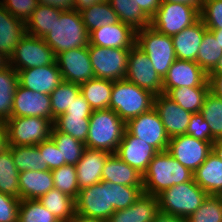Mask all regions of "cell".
<instances>
[{
	"label": "cell",
	"instance_id": "obj_1",
	"mask_svg": "<svg viewBox=\"0 0 222 222\" xmlns=\"http://www.w3.org/2000/svg\"><path fill=\"white\" fill-rule=\"evenodd\" d=\"M193 179V172L167 151L158 152L143 174V193L158 196L164 190Z\"/></svg>",
	"mask_w": 222,
	"mask_h": 222
},
{
	"label": "cell",
	"instance_id": "obj_36",
	"mask_svg": "<svg viewBox=\"0 0 222 222\" xmlns=\"http://www.w3.org/2000/svg\"><path fill=\"white\" fill-rule=\"evenodd\" d=\"M210 87H178L171 88L166 95L175 101L184 110L191 113L200 112L204 99Z\"/></svg>",
	"mask_w": 222,
	"mask_h": 222
},
{
	"label": "cell",
	"instance_id": "obj_48",
	"mask_svg": "<svg viewBox=\"0 0 222 222\" xmlns=\"http://www.w3.org/2000/svg\"><path fill=\"white\" fill-rule=\"evenodd\" d=\"M0 3L14 17L25 23L38 6L37 0H0Z\"/></svg>",
	"mask_w": 222,
	"mask_h": 222
},
{
	"label": "cell",
	"instance_id": "obj_37",
	"mask_svg": "<svg viewBox=\"0 0 222 222\" xmlns=\"http://www.w3.org/2000/svg\"><path fill=\"white\" fill-rule=\"evenodd\" d=\"M13 161L19 172L23 171H46L47 165L43 164V158L35 146H9Z\"/></svg>",
	"mask_w": 222,
	"mask_h": 222
},
{
	"label": "cell",
	"instance_id": "obj_23",
	"mask_svg": "<svg viewBox=\"0 0 222 222\" xmlns=\"http://www.w3.org/2000/svg\"><path fill=\"white\" fill-rule=\"evenodd\" d=\"M160 213L158 198L143 193L132 205L115 211L109 222H153Z\"/></svg>",
	"mask_w": 222,
	"mask_h": 222
},
{
	"label": "cell",
	"instance_id": "obj_60",
	"mask_svg": "<svg viewBox=\"0 0 222 222\" xmlns=\"http://www.w3.org/2000/svg\"><path fill=\"white\" fill-rule=\"evenodd\" d=\"M68 222H109V221L103 220V219L86 217L75 212L74 216Z\"/></svg>",
	"mask_w": 222,
	"mask_h": 222
},
{
	"label": "cell",
	"instance_id": "obj_10",
	"mask_svg": "<svg viewBox=\"0 0 222 222\" xmlns=\"http://www.w3.org/2000/svg\"><path fill=\"white\" fill-rule=\"evenodd\" d=\"M130 49L88 46L95 78L117 81L125 79Z\"/></svg>",
	"mask_w": 222,
	"mask_h": 222
},
{
	"label": "cell",
	"instance_id": "obj_17",
	"mask_svg": "<svg viewBox=\"0 0 222 222\" xmlns=\"http://www.w3.org/2000/svg\"><path fill=\"white\" fill-rule=\"evenodd\" d=\"M29 116L44 117L53 123L55 119L52 116L50 95L33 92L18 85L11 117Z\"/></svg>",
	"mask_w": 222,
	"mask_h": 222
},
{
	"label": "cell",
	"instance_id": "obj_57",
	"mask_svg": "<svg viewBox=\"0 0 222 222\" xmlns=\"http://www.w3.org/2000/svg\"><path fill=\"white\" fill-rule=\"evenodd\" d=\"M106 0H75L74 10L80 12Z\"/></svg>",
	"mask_w": 222,
	"mask_h": 222
},
{
	"label": "cell",
	"instance_id": "obj_31",
	"mask_svg": "<svg viewBox=\"0 0 222 222\" xmlns=\"http://www.w3.org/2000/svg\"><path fill=\"white\" fill-rule=\"evenodd\" d=\"M38 200L59 221L68 222L75 214V199L58 189L49 190Z\"/></svg>",
	"mask_w": 222,
	"mask_h": 222
},
{
	"label": "cell",
	"instance_id": "obj_8",
	"mask_svg": "<svg viewBox=\"0 0 222 222\" xmlns=\"http://www.w3.org/2000/svg\"><path fill=\"white\" fill-rule=\"evenodd\" d=\"M200 19V11L184 3H161L150 26L167 36H173Z\"/></svg>",
	"mask_w": 222,
	"mask_h": 222
},
{
	"label": "cell",
	"instance_id": "obj_59",
	"mask_svg": "<svg viewBox=\"0 0 222 222\" xmlns=\"http://www.w3.org/2000/svg\"><path fill=\"white\" fill-rule=\"evenodd\" d=\"M161 3L171 2V3H184L197 8L201 11L204 0H160Z\"/></svg>",
	"mask_w": 222,
	"mask_h": 222
},
{
	"label": "cell",
	"instance_id": "obj_18",
	"mask_svg": "<svg viewBox=\"0 0 222 222\" xmlns=\"http://www.w3.org/2000/svg\"><path fill=\"white\" fill-rule=\"evenodd\" d=\"M154 109L170 138L186 134L193 113L184 110L164 93L155 96Z\"/></svg>",
	"mask_w": 222,
	"mask_h": 222
},
{
	"label": "cell",
	"instance_id": "obj_55",
	"mask_svg": "<svg viewBox=\"0 0 222 222\" xmlns=\"http://www.w3.org/2000/svg\"><path fill=\"white\" fill-rule=\"evenodd\" d=\"M208 81L210 91L216 96L222 98V74H209Z\"/></svg>",
	"mask_w": 222,
	"mask_h": 222
},
{
	"label": "cell",
	"instance_id": "obj_22",
	"mask_svg": "<svg viewBox=\"0 0 222 222\" xmlns=\"http://www.w3.org/2000/svg\"><path fill=\"white\" fill-rule=\"evenodd\" d=\"M110 153L86 147L80 161L75 165L79 189L102 181V171Z\"/></svg>",
	"mask_w": 222,
	"mask_h": 222
},
{
	"label": "cell",
	"instance_id": "obj_62",
	"mask_svg": "<svg viewBox=\"0 0 222 222\" xmlns=\"http://www.w3.org/2000/svg\"><path fill=\"white\" fill-rule=\"evenodd\" d=\"M9 66V58L0 53V71Z\"/></svg>",
	"mask_w": 222,
	"mask_h": 222
},
{
	"label": "cell",
	"instance_id": "obj_45",
	"mask_svg": "<svg viewBox=\"0 0 222 222\" xmlns=\"http://www.w3.org/2000/svg\"><path fill=\"white\" fill-rule=\"evenodd\" d=\"M187 222H222V198L208 195L201 206L187 219Z\"/></svg>",
	"mask_w": 222,
	"mask_h": 222
},
{
	"label": "cell",
	"instance_id": "obj_5",
	"mask_svg": "<svg viewBox=\"0 0 222 222\" xmlns=\"http://www.w3.org/2000/svg\"><path fill=\"white\" fill-rule=\"evenodd\" d=\"M208 194L195 181L169 187L157 198L160 212L187 219L203 203Z\"/></svg>",
	"mask_w": 222,
	"mask_h": 222
},
{
	"label": "cell",
	"instance_id": "obj_15",
	"mask_svg": "<svg viewBox=\"0 0 222 222\" xmlns=\"http://www.w3.org/2000/svg\"><path fill=\"white\" fill-rule=\"evenodd\" d=\"M63 81L82 84L94 78L88 46L70 49L56 56Z\"/></svg>",
	"mask_w": 222,
	"mask_h": 222
},
{
	"label": "cell",
	"instance_id": "obj_42",
	"mask_svg": "<svg viewBox=\"0 0 222 222\" xmlns=\"http://www.w3.org/2000/svg\"><path fill=\"white\" fill-rule=\"evenodd\" d=\"M89 119L76 115H60L55 118L53 126L58 131L69 134L75 139L86 143L89 131Z\"/></svg>",
	"mask_w": 222,
	"mask_h": 222
},
{
	"label": "cell",
	"instance_id": "obj_46",
	"mask_svg": "<svg viewBox=\"0 0 222 222\" xmlns=\"http://www.w3.org/2000/svg\"><path fill=\"white\" fill-rule=\"evenodd\" d=\"M111 187L112 206L115 211L128 208L143 194V186H124L111 183Z\"/></svg>",
	"mask_w": 222,
	"mask_h": 222
},
{
	"label": "cell",
	"instance_id": "obj_54",
	"mask_svg": "<svg viewBox=\"0 0 222 222\" xmlns=\"http://www.w3.org/2000/svg\"><path fill=\"white\" fill-rule=\"evenodd\" d=\"M140 9L151 19L161 5L160 0H134Z\"/></svg>",
	"mask_w": 222,
	"mask_h": 222
},
{
	"label": "cell",
	"instance_id": "obj_20",
	"mask_svg": "<svg viewBox=\"0 0 222 222\" xmlns=\"http://www.w3.org/2000/svg\"><path fill=\"white\" fill-rule=\"evenodd\" d=\"M17 73L20 86L33 92L47 95H50L63 81L57 62L41 67L19 70Z\"/></svg>",
	"mask_w": 222,
	"mask_h": 222
},
{
	"label": "cell",
	"instance_id": "obj_19",
	"mask_svg": "<svg viewBox=\"0 0 222 222\" xmlns=\"http://www.w3.org/2000/svg\"><path fill=\"white\" fill-rule=\"evenodd\" d=\"M158 152L156 148L133 136L125 129L115 154L122 161L144 174L150 161Z\"/></svg>",
	"mask_w": 222,
	"mask_h": 222
},
{
	"label": "cell",
	"instance_id": "obj_49",
	"mask_svg": "<svg viewBox=\"0 0 222 222\" xmlns=\"http://www.w3.org/2000/svg\"><path fill=\"white\" fill-rule=\"evenodd\" d=\"M186 135L206 142H214L210 127L200 112L193 113L186 130Z\"/></svg>",
	"mask_w": 222,
	"mask_h": 222
},
{
	"label": "cell",
	"instance_id": "obj_13",
	"mask_svg": "<svg viewBox=\"0 0 222 222\" xmlns=\"http://www.w3.org/2000/svg\"><path fill=\"white\" fill-rule=\"evenodd\" d=\"M126 130L159 152L167 151L170 137L154 107L150 111L128 120Z\"/></svg>",
	"mask_w": 222,
	"mask_h": 222
},
{
	"label": "cell",
	"instance_id": "obj_29",
	"mask_svg": "<svg viewBox=\"0 0 222 222\" xmlns=\"http://www.w3.org/2000/svg\"><path fill=\"white\" fill-rule=\"evenodd\" d=\"M112 88L113 81L95 77L80 84V92L93 111L109 109Z\"/></svg>",
	"mask_w": 222,
	"mask_h": 222
},
{
	"label": "cell",
	"instance_id": "obj_24",
	"mask_svg": "<svg viewBox=\"0 0 222 222\" xmlns=\"http://www.w3.org/2000/svg\"><path fill=\"white\" fill-rule=\"evenodd\" d=\"M207 28L201 19L190 27L171 36L176 58L179 60L196 61Z\"/></svg>",
	"mask_w": 222,
	"mask_h": 222
},
{
	"label": "cell",
	"instance_id": "obj_11",
	"mask_svg": "<svg viewBox=\"0 0 222 222\" xmlns=\"http://www.w3.org/2000/svg\"><path fill=\"white\" fill-rule=\"evenodd\" d=\"M55 62L54 51L44 39L28 33L22 37L9 58V65L16 71L41 67Z\"/></svg>",
	"mask_w": 222,
	"mask_h": 222
},
{
	"label": "cell",
	"instance_id": "obj_28",
	"mask_svg": "<svg viewBox=\"0 0 222 222\" xmlns=\"http://www.w3.org/2000/svg\"><path fill=\"white\" fill-rule=\"evenodd\" d=\"M53 188L51 170L19 172L20 200L39 199Z\"/></svg>",
	"mask_w": 222,
	"mask_h": 222
},
{
	"label": "cell",
	"instance_id": "obj_27",
	"mask_svg": "<svg viewBox=\"0 0 222 222\" xmlns=\"http://www.w3.org/2000/svg\"><path fill=\"white\" fill-rule=\"evenodd\" d=\"M102 180L124 186H143V174L122 161L115 153L106 159Z\"/></svg>",
	"mask_w": 222,
	"mask_h": 222
},
{
	"label": "cell",
	"instance_id": "obj_16",
	"mask_svg": "<svg viewBox=\"0 0 222 222\" xmlns=\"http://www.w3.org/2000/svg\"><path fill=\"white\" fill-rule=\"evenodd\" d=\"M182 86L210 87L208 74L195 61L176 59L163 78L162 93Z\"/></svg>",
	"mask_w": 222,
	"mask_h": 222
},
{
	"label": "cell",
	"instance_id": "obj_38",
	"mask_svg": "<svg viewBox=\"0 0 222 222\" xmlns=\"http://www.w3.org/2000/svg\"><path fill=\"white\" fill-rule=\"evenodd\" d=\"M0 192L20 199L19 171L9 149L0 154Z\"/></svg>",
	"mask_w": 222,
	"mask_h": 222
},
{
	"label": "cell",
	"instance_id": "obj_53",
	"mask_svg": "<svg viewBox=\"0 0 222 222\" xmlns=\"http://www.w3.org/2000/svg\"><path fill=\"white\" fill-rule=\"evenodd\" d=\"M38 5H47L61 11L74 10L75 0H37Z\"/></svg>",
	"mask_w": 222,
	"mask_h": 222
},
{
	"label": "cell",
	"instance_id": "obj_43",
	"mask_svg": "<svg viewBox=\"0 0 222 222\" xmlns=\"http://www.w3.org/2000/svg\"><path fill=\"white\" fill-rule=\"evenodd\" d=\"M54 188L76 199L80 191L77 180L76 167L64 165L51 171Z\"/></svg>",
	"mask_w": 222,
	"mask_h": 222
},
{
	"label": "cell",
	"instance_id": "obj_30",
	"mask_svg": "<svg viewBox=\"0 0 222 222\" xmlns=\"http://www.w3.org/2000/svg\"><path fill=\"white\" fill-rule=\"evenodd\" d=\"M19 85L18 73L10 65L0 71V121L6 122L12 116L13 99Z\"/></svg>",
	"mask_w": 222,
	"mask_h": 222
},
{
	"label": "cell",
	"instance_id": "obj_14",
	"mask_svg": "<svg viewBox=\"0 0 222 222\" xmlns=\"http://www.w3.org/2000/svg\"><path fill=\"white\" fill-rule=\"evenodd\" d=\"M213 142H206L189 135L170 138L167 152L180 164L194 172L212 151Z\"/></svg>",
	"mask_w": 222,
	"mask_h": 222
},
{
	"label": "cell",
	"instance_id": "obj_33",
	"mask_svg": "<svg viewBox=\"0 0 222 222\" xmlns=\"http://www.w3.org/2000/svg\"><path fill=\"white\" fill-rule=\"evenodd\" d=\"M116 12L119 21L140 30L151 24V19L140 9L134 0H107Z\"/></svg>",
	"mask_w": 222,
	"mask_h": 222
},
{
	"label": "cell",
	"instance_id": "obj_56",
	"mask_svg": "<svg viewBox=\"0 0 222 222\" xmlns=\"http://www.w3.org/2000/svg\"><path fill=\"white\" fill-rule=\"evenodd\" d=\"M9 148L8 134L5 122L0 121V154Z\"/></svg>",
	"mask_w": 222,
	"mask_h": 222
},
{
	"label": "cell",
	"instance_id": "obj_3",
	"mask_svg": "<svg viewBox=\"0 0 222 222\" xmlns=\"http://www.w3.org/2000/svg\"><path fill=\"white\" fill-rule=\"evenodd\" d=\"M89 35L80 13L71 10L63 11L60 14L51 31L43 39L57 56L70 49L89 46Z\"/></svg>",
	"mask_w": 222,
	"mask_h": 222
},
{
	"label": "cell",
	"instance_id": "obj_9",
	"mask_svg": "<svg viewBox=\"0 0 222 222\" xmlns=\"http://www.w3.org/2000/svg\"><path fill=\"white\" fill-rule=\"evenodd\" d=\"M75 212L86 217L108 220L115 212L111 183L102 180L81 189L75 199Z\"/></svg>",
	"mask_w": 222,
	"mask_h": 222
},
{
	"label": "cell",
	"instance_id": "obj_44",
	"mask_svg": "<svg viewBox=\"0 0 222 222\" xmlns=\"http://www.w3.org/2000/svg\"><path fill=\"white\" fill-rule=\"evenodd\" d=\"M38 199L20 200L19 222H58Z\"/></svg>",
	"mask_w": 222,
	"mask_h": 222
},
{
	"label": "cell",
	"instance_id": "obj_41",
	"mask_svg": "<svg viewBox=\"0 0 222 222\" xmlns=\"http://www.w3.org/2000/svg\"><path fill=\"white\" fill-rule=\"evenodd\" d=\"M200 113L207 121L211 135L215 138H222V98L211 91L206 95Z\"/></svg>",
	"mask_w": 222,
	"mask_h": 222
},
{
	"label": "cell",
	"instance_id": "obj_47",
	"mask_svg": "<svg viewBox=\"0 0 222 222\" xmlns=\"http://www.w3.org/2000/svg\"><path fill=\"white\" fill-rule=\"evenodd\" d=\"M200 19L210 31H222V0H204Z\"/></svg>",
	"mask_w": 222,
	"mask_h": 222
},
{
	"label": "cell",
	"instance_id": "obj_12",
	"mask_svg": "<svg viewBox=\"0 0 222 222\" xmlns=\"http://www.w3.org/2000/svg\"><path fill=\"white\" fill-rule=\"evenodd\" d=\"M125 79L154 94L162 93L163 80L148 56L134 45L129 51Z\"/></svg>",
	"mask_w": 222,
	"mask_h": 222
},
{
	"label": "cell",
	"instance_id": "obj_34",
	"mask_svg": "<svg viewBox=\"0 0 222 222\" xmlns=\"http://www.w3.org/2000/svg\"><path fill=\"white\" fill-rule=\"evenodd\" d=\"M61 154V166L76 165L86 149L85 143L75 139L69 134L58 131L54 126L50 137Z\"/></svg>",
	"mask_w": 222,
	"mask_h": 222
},
{
	"label": "cell",
	"instance_id": "obj_7",
	"mask_svg": "<svg viewBox=\"0 0 222 222\" xmlns=\"http://www.w3.org/2000/svg\"><path fill=\"white\" fill-rule=\"evenodd\" d=\"M5 126L9 146H35L51 137L53 123L44 117H11Z\"/></svg>",
	"mask_w": 222,
	"mask_h": 222
},
{
	"label": "cell",
	"instance_id": "obj_58",
	"mask_svg": "<svg viewBox=\"0 0 222 222\" xmlns=\"http://www.w3.org/2000/svg\"><path fill=\"white\" fill-rule=\"evenodd\" d=\"M153 222H187L185 218H180L174 215H168L160 212Z\"/></svg>",
	"mask_w": 222,
	"mask_h": 222
},
{
	"label": "cell",
	"instance_id": "obj_51",
	"mask_svg": "<svg viewBox=\"0 0 222 222\" xmlns=\"http://www.w3.org/2000/svg\"><path fill=\"white\" fill-rule=\"evenodd\" d=\"M38 149L43 158V164L47 165L49 170L61 167V154L55 142L49 138L38 144Z\"/></svg>",
	"mask_w": 222,
	"mask_h": 222
},
{
	"label": "cell",
	"instance_id": "obj_6",
	"mask_svg": "<svg viewBox=\"0 0 222 222\" xmlns=\"http://www.w3.org/2000/svg\"><path fill=\"white\" fill-rule=\"evenodd\" d=\"M135 45L148 56L155 71L163 80L177 59L171 36L159 33L149 25L136 31Z\"/></svg>",
	"mask_w": 222,
	"mask_h": 222
},
{
	"label": "cell",
	"instance_id": "obj_63",
	"mask_svg": "<svg viewBox=\"0 0 222 222\" xmlns=\"http://www.w3.org/2000/svg\"><path fill=\"white\" fill-rule=\"evenodd\" d=\"M214 36L215 40H218V43L220 44V47L222 48V31H211Z\"/></svg>",
	"mask_w": 222,
	"mask_h": 222
},
{
	"label": "cell",
	"instance_id": "obj_35",
	"mask_svg": "<svg viewBox=\"0 0 222 222\" xmlns=\"http://www.w3.org/2000/svg\"><path fill=\"white\" fill-rule=\"evenodd\" d=\"M79 13L89 34L97 28L110 24L114 25L119 22L116 12L112 9L107 0L95 4Z\"/></svg>",
	"mask_w": 222,
	"mask_h": 222
},
{
	"label": "cell",
	"instance_id": "obj_50",
	"mask_svg": "<svg viewBox=\"0 0 222 222\" xmlns=\"http://www.w3.org/2000/svg\"><path fill=\"white\" fill-rule=\"evenodd\" d=\"M20 199L0 192V222H19Z\"/></svg>",
	"mask_w": 222,
	"mask_h": 222
},
{
	"label": "cell",
	"instance_id": "obj_61",
	"mask_svg": "<svg viewBox=\"0 0 222 222\" xmlns=\"http://www.w3.org/2000/svg\"><path fill=\"white\" fill-rule=\"evenodd\" d=\"M212 151L222 160V138L216 139L212 144Z\"/></svg>",
	"mask_w": 222,
	"mask_h": 222
},
{
	"label": "cell",
	"instance_id": "obj_64",
	"mask_svg": "<svg viewBox=\"0 0 222 222\" xmlns=\"http://www.w3.org/2000/svg\"><path fill=\"white\" fill-rule=\"evenodd\" d=\"M210 74H222V57L219 60V63L216 68Z\"/></svg>",
	"mask_w": 222,
	"mask_h": 222
},
{
	"label": "cell",
	"instance_id": "obj_4",
	"mask_svg": "<svg viewBox=\"0 0 222 222\" xmlns=\"http://www.w3.org/2000/svg\"><path fill=\"white\" fill-rule=\"evenodd\" d=\"M155 95L126 79L113 82L109 109L126 123L154 107Z\"/></svg>",
	"mask_w": 222,
	"mask_h": 222
},
{
	"label": "cell",
	"instance_id": "obj_26",
	"mask_svg": "<svg viewBox=\"0 0 222 222\" xmlns=\"http://www.w3.org/2000/svg\"><path fill=\"white\" fill-rule=\"evenodd\" d=\"M25 34V22L14 17L0 3V53L10 58Z\"/></svg>",
	"mask_w": 222,
	"mask_h": 222
},
{
	"label": "cell",
	"instance_id": "obj_39",
	"mask_svg": "<svg viewBox=\"0 0 222 222\" xmlns=\"http://www.w3.org/2000/svg\"><path fill=\"white\" fill-rule=\"evenodd\" d=\"M221 57L222 48L218 40H215L214 34L207 29L195 62L209 75L216 68Z\"/></svg>",
	"mask_w": 222,
	"mask_h": 222
},
{
	"label": "cell",
	"instance_id": "obj_40",
	"mask_svg": "<svg viewBox=\"0 0 222 222\" xmlns=\"http://www.w3.org/2000/svg\"><path fill=\"white\" fill-rule=\"evenodd\" d=\"M80 93L79 84L62 81L50 94L53 118L64 114Z\"/></svg>",
	"mask_w": 222,
	"mask_h": 222
},
{
	"label": "cell",
	"instance_id": "obj_52",
	"mask_svg": "<svg viewBox=\"0 0 222 222\" xmlns=\"http://www.w3.org/2000/svg\"><path fill=\"white\" fill-rule=\"evenodd\" d=\"M92 109L89 103L85 100L83 95L80 93L75 101L67 108L66 112L61 115H76L82 116V118H90L92 114Z\"/></svg>",
	"mask_w": 222,
	"mask_h": 222
},
{
	"label": "cell",
	"instance_id": "obj_2",
	"mask_svg": "<svg viewBox=\"0 0 222 222\" xmlns=\"http://www.w3.org/2000/svg\"><path fill=\"white\" fill-rule=\"evenodd\" d=\"M126 123L111 109L94 110L89 119L86 147L114 154L123 138Z\"/></svg>",
	"mask_w": 222,
	"mask_h": 222
},
{
	"label": "cell",
	"instance_id": "obj_25",
	"mask_svg": "<svg viewBox=\"0 0 222 222\" xmlns=\"http://www.w3.org/2000/svg\"><path fill=\"white\" fill-rule=\"evenodd\" d=\"M193 180L208 195H221L222 160L211 151L205 162L193 172Z\"/></svg>",
	"mask_w": 222,
	"mask_h": 222
},
{
	"label": "cell",
	"instance_id": "obj_32",
	"mask_svg": "<svg viewBox=\"0 0 222 222\" xmlns=\"http://www.w3.org/2000/svg\"><path fill=\"white\" fill-rule=\"evenodd\" d=\"M62 12L51 6L38 5L25 23L26 33L43 38L51 31Z\"/></svg>",
	"mask_w": 222,
	"mask_h": 222
},
{
	"label": "cell",
	"instance_id": "obj_21",
	"mask_svg": "<svg viewBox=\"0 0 222 222\" xmlns=\"http://www.w3.org/2000/svg\"><path fill=\"white\" fill-rule=\"evenodd\" d=\"M89 38L90 45L114 49H131L136 42V30L119 21L114 25L110 24L93 30Z\"/></svg>",
	"mask_w": 222,
	"mask_h": 222
}]
</instances>
